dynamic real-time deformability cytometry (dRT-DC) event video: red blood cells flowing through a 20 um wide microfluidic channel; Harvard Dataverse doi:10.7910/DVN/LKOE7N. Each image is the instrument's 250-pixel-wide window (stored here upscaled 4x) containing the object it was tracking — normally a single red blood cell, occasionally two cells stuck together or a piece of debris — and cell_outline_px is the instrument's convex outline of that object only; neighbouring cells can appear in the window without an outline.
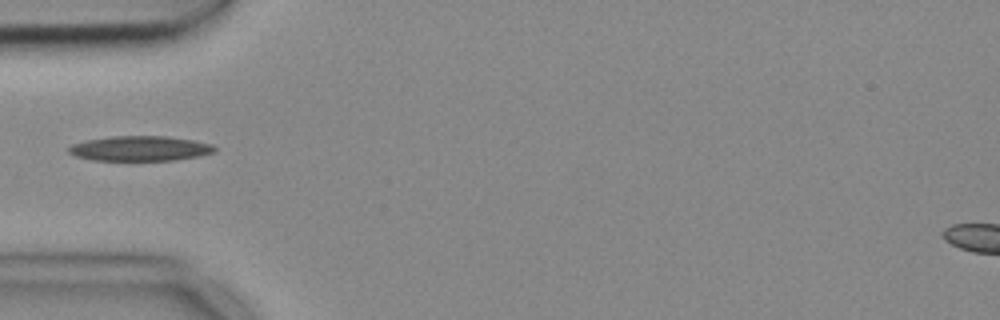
{"species": "common noctule bat (a hibernating species)", "species_latin": "Nyctalus noctula", "temperature_condition": "cold", "stored_images_in_passage": 4, "camera_frame_rate_fps": 3000, "um_per_image_px": 0.085, "animal": {"sex": "female", "body_mass_g": 18.4}, "frame": {"image": 1, "passage_image": 1, "time_ms": 0.0, "image_size_px": [1000, 320], "cell_outline_px": [[216, 152], [200, 156], [176, 160], [92, 160], [76, 156], [68, 152], [68, 148], [72, 144], [84, 140], [112, 136], [168, 136], [192, 140], [212, 144], [216, 148]], "centroid_in_image_um": [11.91, 12.62], "position_along_channel_um": 73.1, "area_um2": 21.33}}
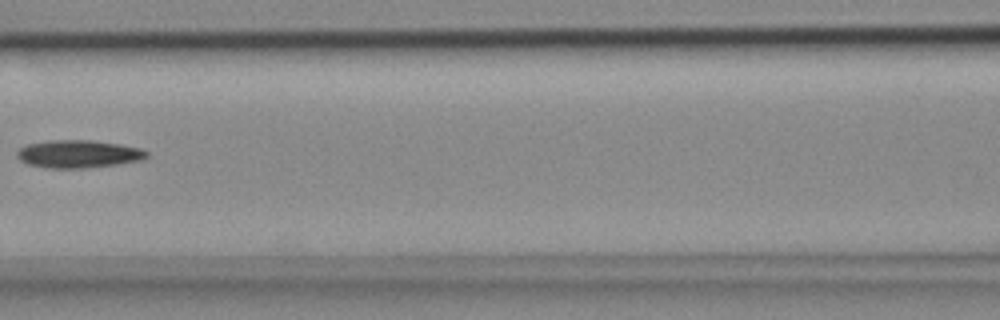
{"frame": {"image": 2, "passage_image": 3, "time_ms": 0.667, "image_size_px": [1000, 320], "cell_outline_px": [[148, 156], [140, 160], [116, 164], [84, 168], [48, 168], [28, 164], [20, 160], [16, 156], [16, 152], [20, 148], [28, 144], [48, 140], [92, 140], [120, 144], [140, 148], [148, 152]], "centroid_in_image_um": [6.64, 13.08], "position_along_channel_um": 160.0, "area_um2": 20.92}}
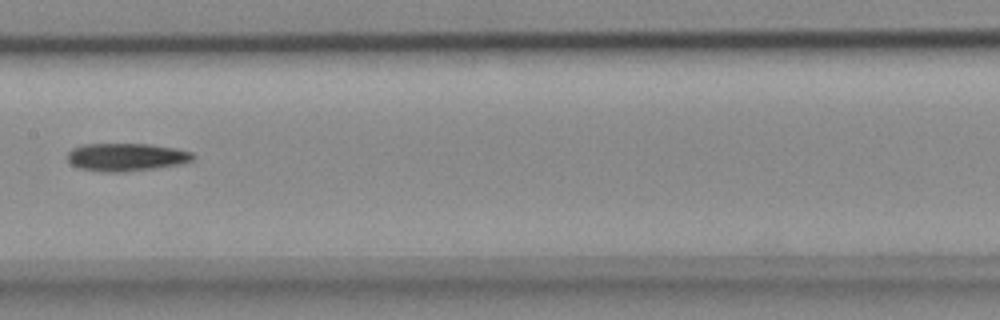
{"frame": {"image": 3, "passage_image": 4, "time_ms": 1.0, "image_size_px": [1000, 320], "cell_outline_px": [[196, 156], [192, 160], [180, 164], [156, 168], [120, 172], [104, 172], [80, 168], [72, 164], [68, 160], [68, 152], [72, 148], [84, 144], [148, 144], [176, 148], [192, 152]], "centroid_in_image_um": [10.75, 13.35], "position_along_channel_um": 196.7, "area_um2": 20.35}}